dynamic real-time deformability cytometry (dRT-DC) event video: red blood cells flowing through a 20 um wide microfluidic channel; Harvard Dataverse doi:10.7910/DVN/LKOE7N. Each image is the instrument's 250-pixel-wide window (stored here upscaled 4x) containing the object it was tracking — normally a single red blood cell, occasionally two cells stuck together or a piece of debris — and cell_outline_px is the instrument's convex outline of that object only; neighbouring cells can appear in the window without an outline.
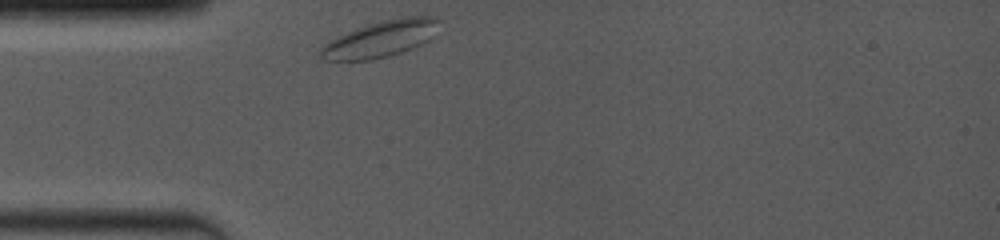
{"species": "common noctule bat (a hibernating species)", "species_latin": "Nyctalus noctula", "temperature_condition": "room temperature", "stored_images_in_passage": 23, "camera_frame_rate_fps": 4000, "um_per_image_px": 0.085, "animal": {"sex": "female", "body_mass_g": 19.0, "forearm_length_mm": 53.3}, "frame": {"image": 1, "passage_image": 1, "time_ms": 0.0, "image_size_px": [1000, 240], "cell_outline_px": [[440, 20], [432, 36], [428, 40], [412, 48], [388, 56], [372, 60], [324, 60], [320, 56], [320, 48], [328, 40], [356, 28], [384, 20], [408, 16], [436, 16]], "centroid_in_image_um": [32.33, 3.31], "position_along_channel_um": 52.7, "area_um2": 24.85}}
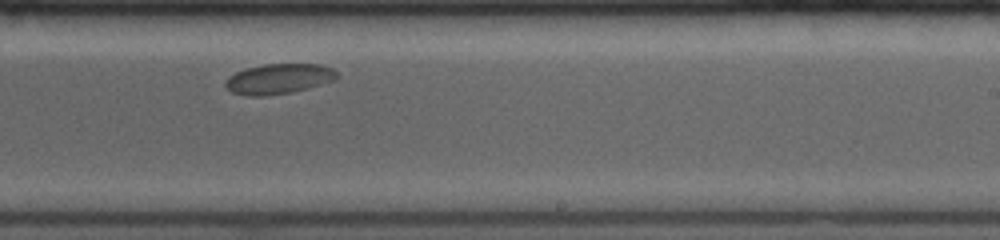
{"frame": {"image": 2, "passage_image": 14, "time_ms": 6.0, "image_size_px": [1000, 240], "cell_outline_px": [[336, 80], [292, 92], [260, 96], [244, 96], [232, 92], [224, 84], [228, 76], [244, 68], [264, 64], [320, 64], [332, 68], [336, 72]], "centroid_in_image_um": [23.66, 6.69], "position_along_channel_um": 265.3, "area_um2": 19.59}}
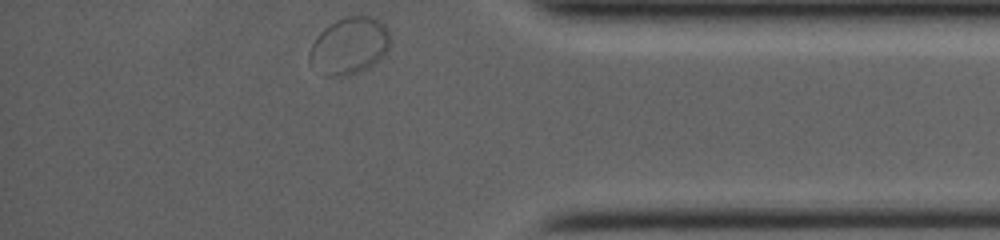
{"frame": {"image": 3, "passage_image": 23, "time_ms": 10.0, "image_size_px": [1000, 240], "cell_outline_px": [[392, 40], [388, 52], [380, 60], [368, 68], [344, 76], [324, 76], [308, 64], [308, 52], [316, 36], [324, 28], [336, 20], [344, 16], [376, 16], [388, 28]], "centroid_in_image_um": [29.71, 3.89], "position_along_channel_um": 405.5, "area_um2": 27.57}}